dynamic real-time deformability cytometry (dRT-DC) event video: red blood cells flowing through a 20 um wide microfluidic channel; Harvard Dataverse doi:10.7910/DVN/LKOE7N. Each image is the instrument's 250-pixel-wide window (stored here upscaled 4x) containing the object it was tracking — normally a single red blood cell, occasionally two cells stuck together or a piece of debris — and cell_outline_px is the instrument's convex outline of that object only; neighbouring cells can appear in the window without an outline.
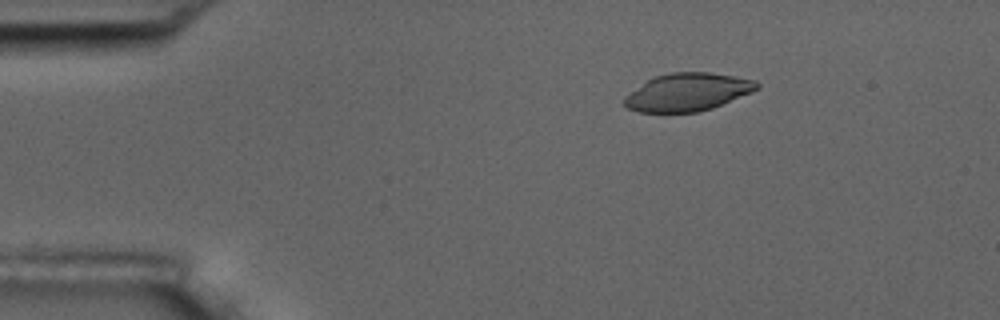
{"species": "common noctule bat (a hibernating species)", "species_latin": "Nyctalus noctula", "temperature_condition": "room temperature", "stored_images_in_passage": 5, "camera_frame_rate_fps": 3000, "um_per_image_px": 0.085, "animal": {"sex": "male", "body_mass_g": 17.5, "forearm_length_mm": 52.3}, "frame": {"image": 1, "passage_image": 3, "time_ms": 0.667, "image_size_px": [1000, 320], "cell_outline_px": [[760, 88], [752, 92], [712, 108], [696, 112], [640, 112], [628, 108], [624, 104], [624, 96], [648, 80], [656, 76], [672, 72], [708, 72], [756, 80], [760, 84]], "centroid_in_image_um": [58.47, 7.83], "position_along_channel_um": 26.5, "area_um2": 28.96}}